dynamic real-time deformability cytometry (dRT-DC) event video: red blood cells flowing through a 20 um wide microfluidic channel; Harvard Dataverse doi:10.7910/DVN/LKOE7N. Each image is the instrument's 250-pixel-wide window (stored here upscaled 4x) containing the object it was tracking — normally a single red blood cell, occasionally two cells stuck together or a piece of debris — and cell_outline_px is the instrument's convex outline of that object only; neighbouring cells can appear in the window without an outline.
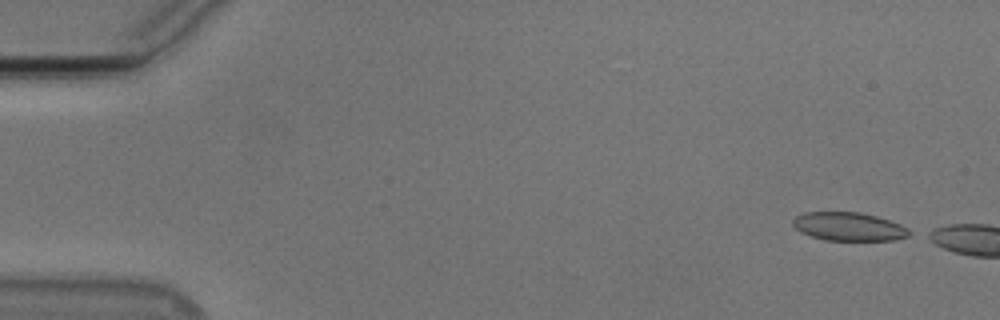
{"species": "Egyptian fruit bat (a non-hibernating species)", "species_latin": "Rousettus aegyptiacus", "temperature_condition": "cold", "stored_images_in_passage": 5, "camera_frame_rate_fps": 3000, "um_per_image_px": 0.085, "animal": {"sex": "male"}, "frame": {"image": 1, "passage_image": 2, "time_ms": 0.333, "image_size_px": [1000, 320], "cell_outline_px": [[916, 232], [908, 236], [896, 240], [824, 240], [800, 232], [792, 224], [792, 220], [796, 216], [804, 212], [860, 212], [876, 216], [900, 224]], "centroid_in_image_um": [72.18, 19.26], "position_along_channel_um": 12.8, "area_um2": 19.42}}